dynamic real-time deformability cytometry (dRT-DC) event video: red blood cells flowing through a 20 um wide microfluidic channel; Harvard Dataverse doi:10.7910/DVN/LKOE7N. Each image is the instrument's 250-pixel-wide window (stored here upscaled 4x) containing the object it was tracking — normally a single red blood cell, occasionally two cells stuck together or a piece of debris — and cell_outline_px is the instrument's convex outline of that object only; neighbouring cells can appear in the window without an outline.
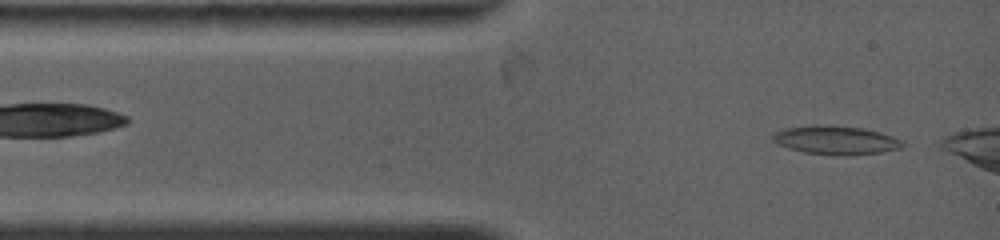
{"species": "common noctule bat (a hibernating species)", "species_latin": "Nyctalus noctula", "temperature_condition": "warm", "stored_images_in_passage": 55, "camera_frame_rate_fps": 4500, "um_per_image_px": 0.085, "animal": {"sex": "female", "body_mass_g": 19.0, "forearm_length_mm": 53.3}, "frame": {"image": 1, "passage_image": 2, "time_ms": 0.222, "image_size_px": [1000, 240], "cell_outline_px": [[904, 144], [900, 148], [880, 152], [804, 152], [788, 148], [776, 144], [772, 140], [772, 136], [776, 132], [784, 128], [816, 124], [832, 124], [860, 128], [880, 132], [904, 140]], "centroid_in_image_um": [70.99, 11.84], "position_along_channel_um": 14.0, "area_um2": 20.75}}
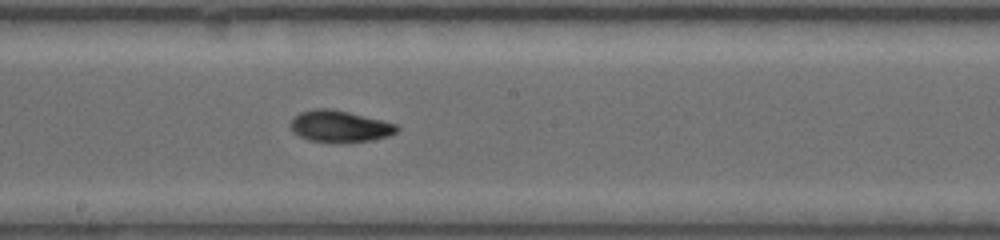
{"frame": {"image": 2, "passage_image": 30, "time_ms": 6.222, "image_size_px": [1000, 240], "cell_outline_px": [[400, 128], [396, 132], [388, 136], [368, 140], [308, 140], [292, 132], [288, 124], [300, 112], [316, 108], [332, 108], [384, 120], [396, 124]], "centroid_in_image_um": [28.86, 10.68], "position_along_channel_um": 219.3, "area_um2": 19.07}}
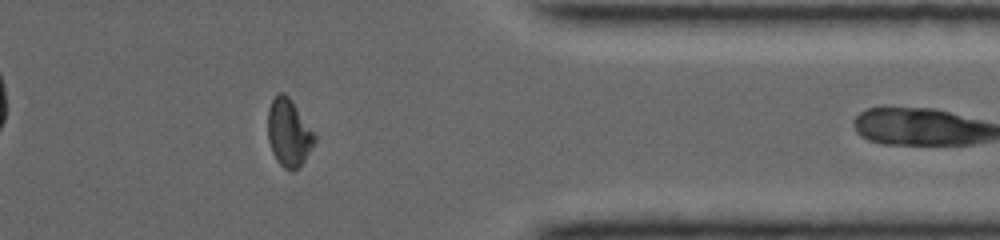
{"frame": {"image": 3, "passage_image": 52, "time_ms": 10.889, "image_size_px": [1000, 240], "cell_outline_px": [[316, 144], [304, 160], [292, 172], [284, 168], [276, 160], [272, 152], [268, 140], [268, 108], [272, 100], [280, 92], [284, 92], [288, 96], [316, 136]], "centroid_in_image_um": [24.54, 11.31], "position_along_channel_um": 386.9, "area_um2": 18.21}}